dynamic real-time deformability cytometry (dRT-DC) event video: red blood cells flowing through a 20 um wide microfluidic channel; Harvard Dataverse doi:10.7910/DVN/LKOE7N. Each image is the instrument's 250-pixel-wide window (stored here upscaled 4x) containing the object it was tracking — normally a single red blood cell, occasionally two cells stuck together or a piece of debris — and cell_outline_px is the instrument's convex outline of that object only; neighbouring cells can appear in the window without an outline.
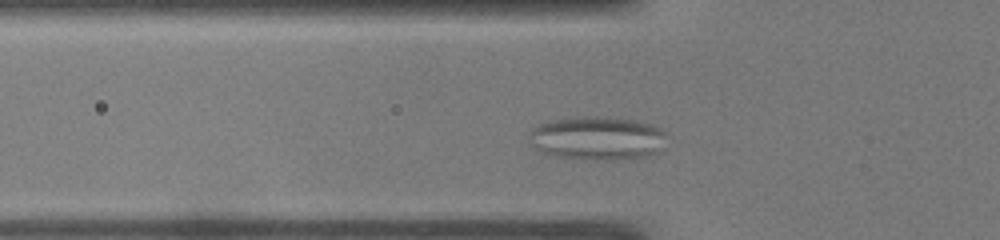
{"species": "common noctule bat (a hibernating species)", "species_latin": "Nyctalus noctula", "temperature_condition": "warm", "stored_images_in_passage": 35, "camera_frame_rate_fps": 3000, "um_per_image_px": 0.085, "animal": {"sex": "male", "body_mass_g": 19.0, "forearm_length_mm": 50.8}, "frame": {"image": 1, "passage_image": 7, "time_ms": 2.0, "image_size_px": [1000, 240], "cell_outline_px": [[668, 136], [656, 152], [644, 156], [612, 160], [596, 160], [556, 156], [540, 152], [528, 140], [532, 128], [540, 124], [556, 120], [576, 116], [600, 116], [636, 120], [660, 128], [668, 132]], "centroid_in_image_um": [50.77, 11.74], "position_along_channel_um": 75.0, "area_um2": 34.85}}
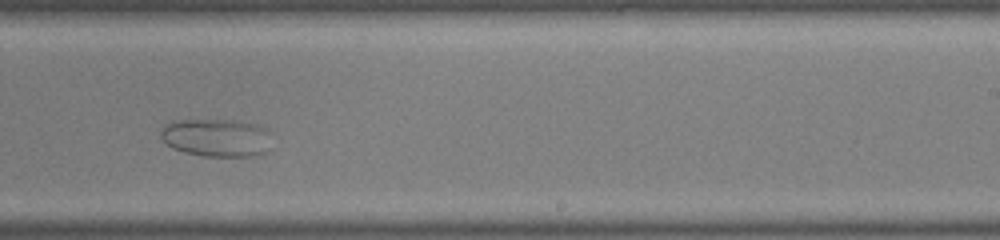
{"frame": {"image": 2, "passage_image": 22, "time_ms": 7.0, "image_size_px": [1000, 240], "cell_outline_px": [[272, 148], [268, 152], [260, 156], [200, 156], [184, 152], [172, 148], [160, 136], [160, 128], [164, 124], [176, 120], [240, 120], [256, 124], [264, 128], [268, 132]], "centroid_in_image_um": [18.43, 11.71], "position_along_channel_um": 270.6, "area_um2": 25.09}}
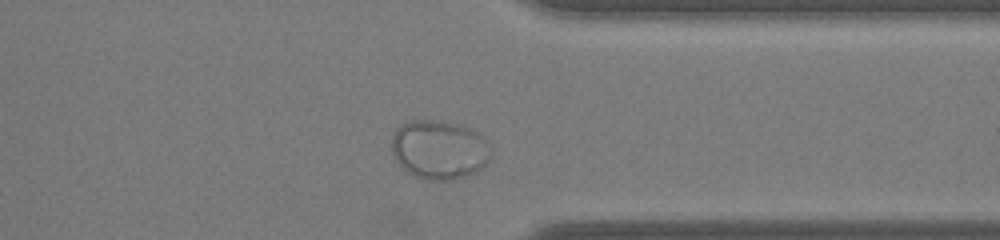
{"frame": {"image": 3, "passage_image": 30, "time_ms": 9.667, "image_size_px": [1000, 240], "cell_outline_px": [[492, 152], [488, 160], [476, 172], [468, 176], [452, 180], [428, 180], [416, 176], [408, 172], [396, 160], [392, 152], [392, 136], [396, 128], [400, 124], [408, 120], [440, 120], [464, 124], [472, 128], [484, 136]], "centroid_in_image_um": [37.35, 12.69], "position_along_channel_um": 374.0, "area_um2": 34.68}}